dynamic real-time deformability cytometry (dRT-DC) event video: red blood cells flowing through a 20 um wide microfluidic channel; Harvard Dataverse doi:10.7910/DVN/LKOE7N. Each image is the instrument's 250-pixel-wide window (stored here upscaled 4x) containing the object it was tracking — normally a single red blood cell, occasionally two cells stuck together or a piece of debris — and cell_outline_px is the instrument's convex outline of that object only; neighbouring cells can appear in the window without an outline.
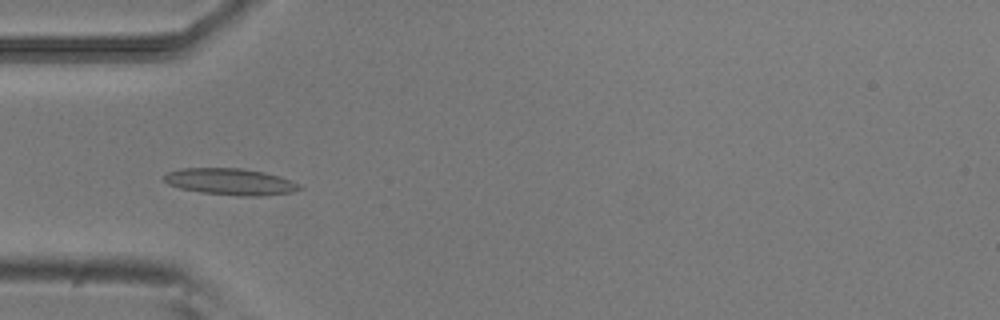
{"species": "common noctule bat (a hibernating species)", "species_latin": "Nyctalus noctula", "temperature_condition": "room temperature", "stored_images_in_passage": 51, "camera_frame_rate_fps": 3000, "um_per_image_px": 0.085, "animal": {"sex": "male", "body_mass_g": 20.5, "forearm_length_mm": 52.5}, "frame": {"image": 1, "passage_image": 15, "time_ms": 4.667, "image_size_px": [1000, 320], "cell_outline_px": [[304, 188], [292, 192], [260, 196], [240, 196], [200, 192], [180, 188], [168, 184], [164, 180], [164, 176], [168, 172], [180, 168], [240, 168], [264, 172], [280, 176], [292, 180], [300, 184]], "centroid_in_image_um": [19.62, 15.44], "position_along_channel_um": 65.4, "area_um2": 21.04}}
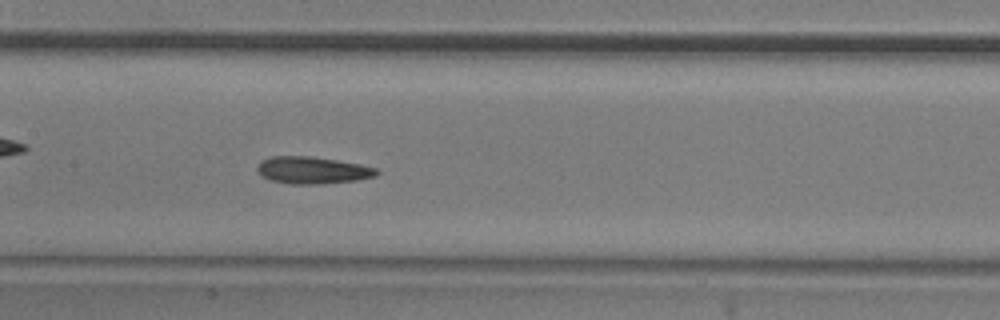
{"frame": {"image": 2, "passage_image": 24, "time_ms": 7.667, "image_size_px": [1000, 320], "cell_outline_px": [[380, 172], [376, 176], [356, 180], [320, 184], [288, 184], [272, 180], [264, 176], [256, 168], [260, 160], [272, 156], [308, 156], [336, 160], [360, 164], [376, 168]], "centroid_in_image_um": [26.57, 14.47], "position_along_channel_um": 180.8, "area_um2": 18.73}}
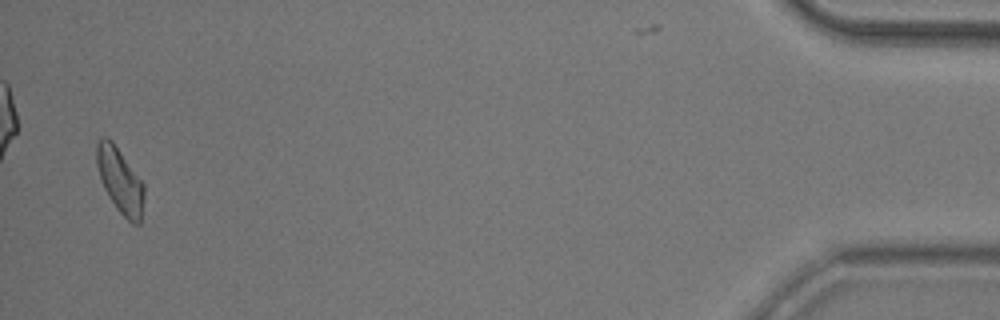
{"frame": {"image": 3, "passage_image": 50, "time_ms": 16.333, "image_size_px": [1000, 320], "cell_outline_px": [[144, 196], [140, 224], [132, 224], [116, 208], [108, 196], [100, 180], [96, 164], [96, 144], [104, 136], [112, 140], [144, 184]], "centroid_in_image_um": [10.19, 15.35], "position_along_channel_um": 425.0, "area_um2": 17.98}, "authors_computed_cell_mechanics": {"area_um2": 18.3804, "velocity_mm_per_s": 3.8298, "shape_relaxation_time_tau1_ms": 6.3573, "shape_relaxation_time_tau2_ms": 2.6679, "deformation_change_tau1": 0.1511, "deformation_change_tau2": 0.0985}}